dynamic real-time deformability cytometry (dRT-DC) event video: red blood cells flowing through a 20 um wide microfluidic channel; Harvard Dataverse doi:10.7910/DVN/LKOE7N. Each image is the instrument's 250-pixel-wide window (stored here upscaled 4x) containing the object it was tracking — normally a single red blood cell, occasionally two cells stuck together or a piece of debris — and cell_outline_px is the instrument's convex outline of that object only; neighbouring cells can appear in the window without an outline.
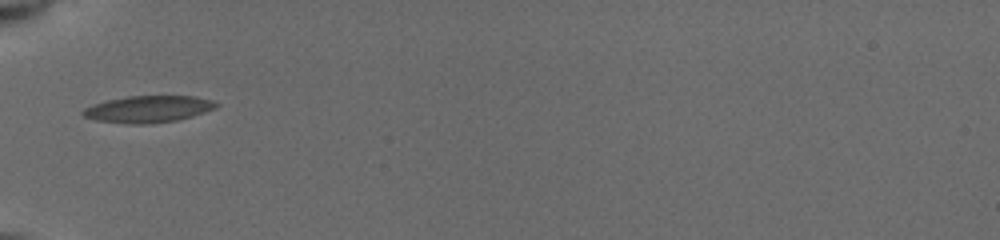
{"species": "common noctule bat (a hibernating species)", "species_latin": "Nyctalus noctula", "temperature_condition": "cold", "stored_images_in_passage": 29, "camera_frame_rate_fps": 3000, "um_per_image_px": 0.085, "animal": {"sex": "female", "body_mass_g": 19.5, "forearm_length_mm": 54.1}, "frame": {"image": 1, "passage_image": 1, "time_ms": 0.0, "image_size_px": [1000, 240], "cell_outline_px": [[220, 104], [216, 108], [192, 116], [176, 120], [152, 124], [132, 124], [96, 120], [84, 116], [80, 112], [84, 108], [92, 104], [108, 100], [128, 96], [192, 96], [212, 100]], "centroid_in_image_um": [12.59, 9.27], "position_along_channel_um": 72.4, "area_um2": 20.75}}
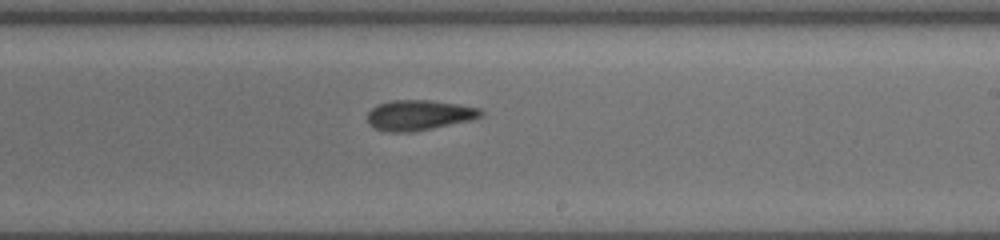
{"frame": {"image": 2, "passage_image": 15, "time_ms": 4.667, "image_size_px": [1000, 240], "cell_outline_px": [[484, 116], [472, 120], [412, 132], [388, 132], [376, 128], [368, 124], [368, 112], [372, 108], [380, 104], [392, 100], [428, 100], [456, 104], [480, 108], [484, 112]], "centroid_in_image_um": [35.64, 9.79], "position_along_channel_um": 253.4, "area_um2": 19.94}}
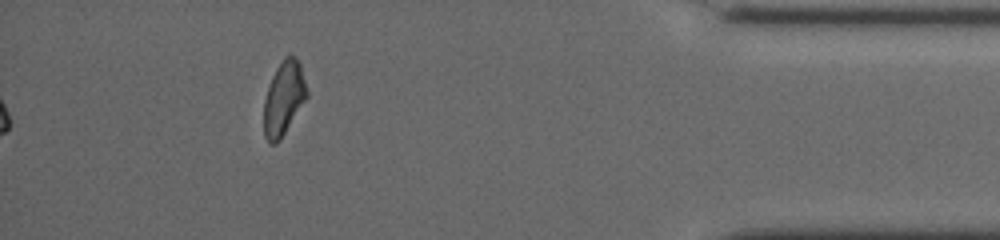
{"frame": {"image": 3, "passage_image": 29, "time_ms": 9.667, "image_size_px": [1000, 240], "cell_outline_px": [[308, 96], [280, 140], [276, 144], [268, 144], [264, 136], [264, 100], [272, 76], [276, 68], [284, 56], [288, 52], [296, 56], [300, 64], [308, 92]], "centroid_in_image_um": [24.12, 8.34], "position_along_channel_um": 411.1, "area_um2": 18.67}, "authors_computed_cell_mechanics": {"area_um2": 19.4208, "velocity_mm_per_s": 3.9326, "shape_relaxation_time_tau1_ms": 7.4313, "shape_relaxation_time_tau2_ms": 3.6004, "deformation_change_tau1": 0.1889, "deformation_change_tau2": 0.1206}}